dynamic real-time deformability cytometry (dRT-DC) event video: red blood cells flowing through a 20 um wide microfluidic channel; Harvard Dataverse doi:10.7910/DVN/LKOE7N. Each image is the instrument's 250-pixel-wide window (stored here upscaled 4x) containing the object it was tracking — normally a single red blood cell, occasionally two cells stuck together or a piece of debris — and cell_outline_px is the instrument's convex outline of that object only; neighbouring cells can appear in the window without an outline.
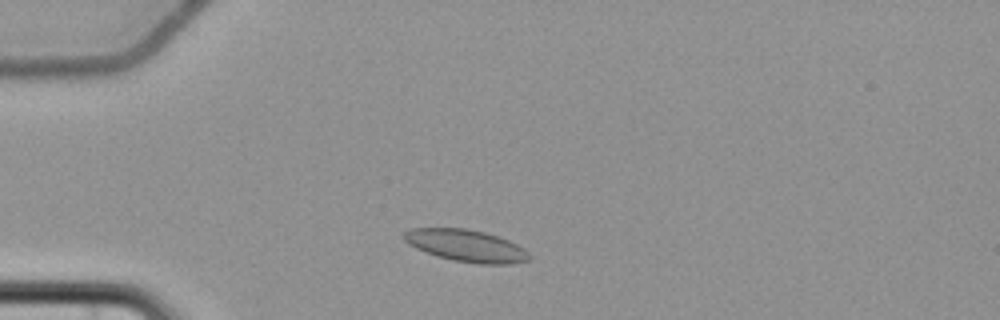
{"species": "common noctule bat (a hibernating species)", "species_latin": "Nyctalus noctula", "temperature_condition": "cold", "stored_images_in_passage": 1, "camera_frame_rate_fps": 3000, "um_per_image_px": 0.085, "animal": {"sex": "female", "body_mass_g": 22.7, "forearm_length_mm": 54.2}, "frame": {"image": 1, "passage_image": 1, "time_ms": 0.0, "image_size_px": [1000, 320], "cell_outline_px": [[532, 260], [512, 264], [480, 264], [452, 260], [436, 256], [416, 248], [408, 244], [400, 236], [404, 232], [412, 228], [464, 228], [484, 232], [508, 240], [524, 248], [532, 256]], "centroid_in_image_um": [39.63, 20.89], "position_along_channel_um": 45.4, "area_um2": 23.58}}